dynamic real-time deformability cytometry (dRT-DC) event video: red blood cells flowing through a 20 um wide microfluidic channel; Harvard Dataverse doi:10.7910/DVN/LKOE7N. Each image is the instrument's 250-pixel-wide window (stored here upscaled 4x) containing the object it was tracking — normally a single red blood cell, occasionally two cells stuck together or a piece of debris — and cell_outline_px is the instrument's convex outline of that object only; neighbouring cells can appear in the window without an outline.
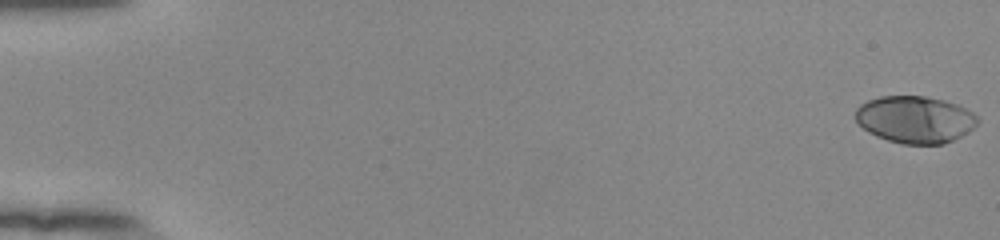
{"species": "human", "species_latin": "Homo sapiens", "temperature_condition": "room temperature", "stored_images_in_passage": 55, "camera_frame_rate_fps": 3000, "um_per_image_px": 0.085, "donor": {"sex": "female"}, "frame": {"image": 1, "passage_image": 1, "time_ms": 0.0, "image_size_px": [1000, 240], "cell_outline_px": [[980, 120], [968, 132], [944, 144], [900, 144], [876, 136], [868, 132], [856, 120], [856, 108], [860, 104], [868, 100], [880, 96], [924, 96], [944, 100], [956, 104], [972, 112]], "centroid_in_image_um": [77.77, 10.16], "position_along_channel_um": 7.2, "area_um2": 33.41}}
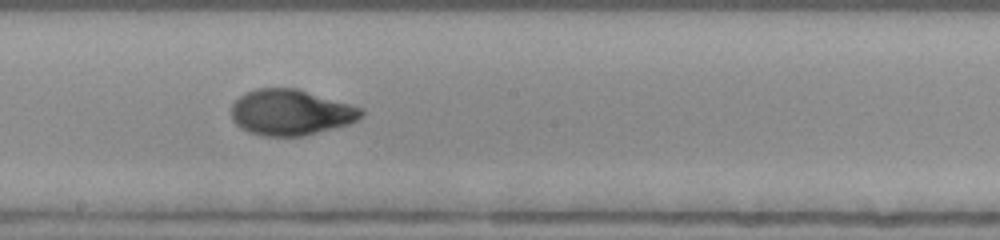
{"frame": {"image": 2, "passage_image": 32, "time_ms": 10.333, "image_size_px": [1000, 240], "cell_outline_px": [[364, 116], [348, 124], [304, 136], [264, 136], [248, 132], [240, 128], [232, 120], [232, 104], [244, 92], [256, 88], [296, 88], [364, 108]], "centroid_in_image_um": [24.71, 9.55], "position_along_channel_um": 223.5, "area_um2": 34.8}}
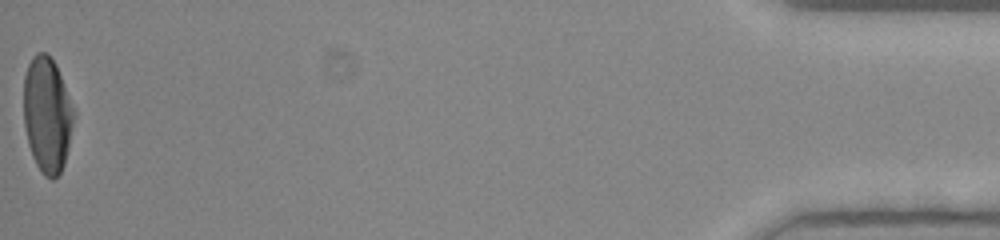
{"frame": {"image": 3, "passage_image": 55, "time_ms": 18.0, "image_size_px": [1000, 240], "cell_outline_px": [[76, 108], [68, 148], [64, 164], [60, 172], [52, 180], [44, 176], [36, 164], [32, 156], [28, 144], [24, 124], [24, 76], [28, 64], [32, 56], [36, 52], [48, 52], [56, 64]], "centroid_in_image_um": [4.02, 9.7], "position_along_channel_um": 431.2, "area_um2": 34.28}, "authors_computed_cell_mechanics": {"area_um2": 33.9286, "velocity_mm_per_s": 3.8843, "shape_relaxation_time_tau1_ms": 5.5216, "shape_relaxation_time_tau2_ms": 1.0012, "deformation_change_tau1": 0.2446, "deformation_change_tau2": 0.0478}}